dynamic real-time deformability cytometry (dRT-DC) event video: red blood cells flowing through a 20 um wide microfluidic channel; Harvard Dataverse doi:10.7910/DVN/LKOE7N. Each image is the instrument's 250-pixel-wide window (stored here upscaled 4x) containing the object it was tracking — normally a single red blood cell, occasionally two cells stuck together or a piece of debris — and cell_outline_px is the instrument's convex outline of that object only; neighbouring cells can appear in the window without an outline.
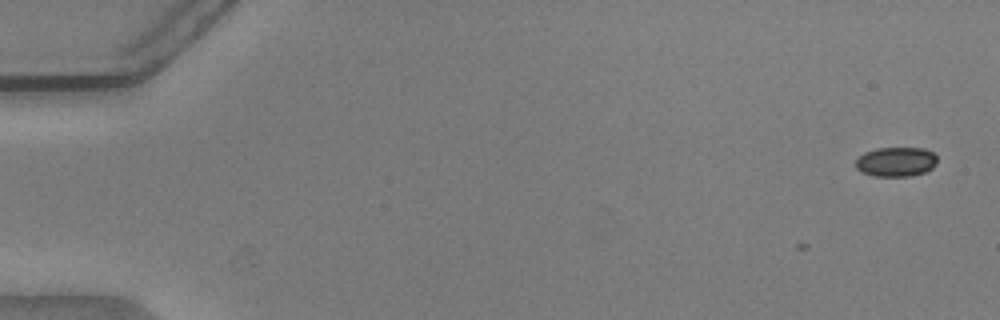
{"species": "common noctule bat (a hibernating species)", "species_latin": "Nyctalus noctula", "temperature_condition": "warm", "stored_images_in_passage": 5, "camera_frame_rate_fps": 3000, "um_per_image_px": 0.085, "animal": {"sex": "male", "body_mass_g": 20.5, "forearm_length_mm": 52.5}, "frame": {"image": 1, "passage_image": 5, "time_ms": 1.333, "image_size_px": [1000, 320], "cell_outline_px": [[936, 164], [928, 172], [912, 176], [876, 176], [860, 172], [856, 168], [856, 160], [864, 152], [876, 148], [924, 148], [932, 152], [936, 156]], "centroid_in_image_um": [76.17, 13.76], "position_along_channel_um": 8.8, "area_um2": 14.16}}